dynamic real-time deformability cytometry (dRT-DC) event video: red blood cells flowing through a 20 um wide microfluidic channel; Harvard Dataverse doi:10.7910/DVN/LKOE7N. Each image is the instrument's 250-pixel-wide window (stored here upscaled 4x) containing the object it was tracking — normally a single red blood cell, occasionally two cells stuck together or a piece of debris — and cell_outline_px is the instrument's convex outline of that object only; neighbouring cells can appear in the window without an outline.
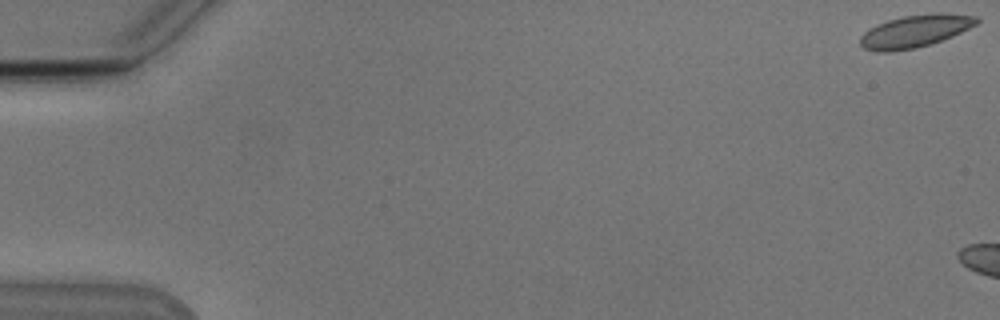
{"species": "Egyptian fruit bat (a non-hibernating species)", "species_latin": "Rousettus aegyptiacus", "temperature_condition": "cold", "stored_images_in_passage": 12, "camera_frame_rate_fps": 3000, "um_per_image_px": 0.085, "animal": {"sex": "male"}, "frame": {"image": 1, "passage_image": 1, "time_ms": 0.0, "image_size_px": [1000, 320], "cell_outline_px": [[980, 20], [976, 24], [952, 36], [916, 48], [892, 52], [876, 52], [864, 48], [860, 44], [860, 36], [868, 28], [876, 24], [888, 20], [904, 16], [932, 12], [940, 12], [976, 16]], "centroid_in_image_um": [77.74, 2.64], "position_along_channel_um": 7.3, "area_um2": 22.08}}